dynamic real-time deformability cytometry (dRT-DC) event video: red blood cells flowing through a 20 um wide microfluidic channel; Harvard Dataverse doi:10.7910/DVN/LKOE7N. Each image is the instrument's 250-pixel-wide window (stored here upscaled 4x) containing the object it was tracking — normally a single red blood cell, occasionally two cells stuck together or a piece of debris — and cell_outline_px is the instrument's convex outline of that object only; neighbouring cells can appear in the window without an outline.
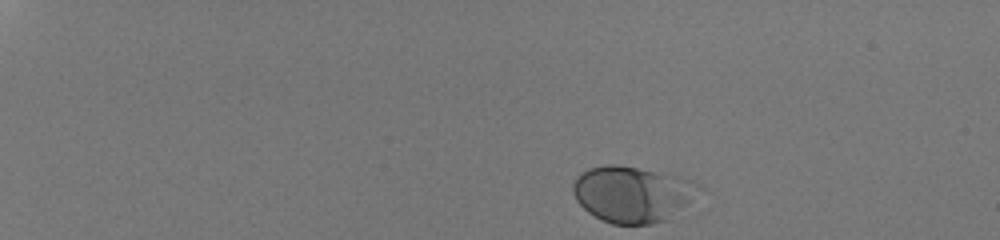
{"species": "human", "species_latin": "Homo sapiens", "temperature_condition": "room temperature", "stored_images_in_passage": 37, "camera_frame_rate_fps": 3000, "um_per_image_px": 0.085, "donor": {"sex": "male"}, "frame": {"image": 1, "passage_image": 1, "time_ms": 0.0, "image_size_px": [1000, 240], "cell_outline_px": [[700, 188], [668, 220], [652, 224], [612, 224], [600, 220], [588, 212], [576, 200], [572, 192], [572, 184], [576, 176], [588, 168], [604, 164], [616, 164], [636, 168], [692, 180], [700, 184]], "centroid_in_image_um": [53.65, 16.5], "position_along_channel_um": 31.4, "area_um2": 40.63}}
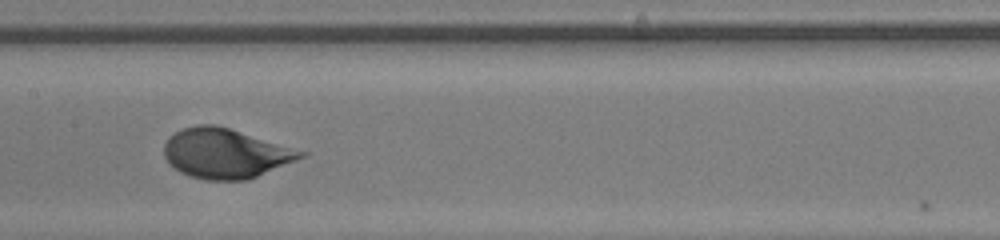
{"frame": {"image": 2, "passage_image": 22, "time_ms": 7.0, "image_size_px": [1000, 240], "cell_outline_px": [[308, 156], [248, 180], [208, 180], [188, 176], [180, 172], [168, 164], [164, 156], [164, 144], [168, 136], [184, 128], [196, 124], [216, 124], [308, 152]], "centroid_in_image_um": [19.16, 13.04], "position_along_channel_um": 188.2, "area_um2": 39.94}}
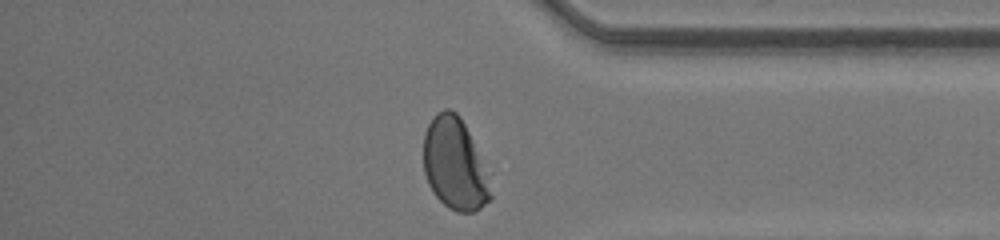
{"frame": {"image": 3, "passage_image": 37, "time_ms": 12.0, "image_size_px": [1000, 240], "cell_outline_px": [[492, 200], [480, 208], [472, 212], [456, 212], [448, 208], [432, 192], [428, 184], [424, 172], [424, 132], [432, 116], [436, 112], [444, 108], [448, 108], [456, 112], [460, 116], [468, 132], [484, 172], [492, 196]], "centroid_in_image_um": [38.58, 13.95], "position_along_channel_um": 396.6, "area_um2": 35.2}, "authors_computed_cell_mechanics": {"area_um2": 37.9746, "velocity_mm_per_s": 4.2331, "shape_relaxation_time_tau1_ms": 2.9325, "shape_relaxation_time_tau2_ms": null, "deformation_change_tau1": 0.1652, "deformation_change_tau2": null}}